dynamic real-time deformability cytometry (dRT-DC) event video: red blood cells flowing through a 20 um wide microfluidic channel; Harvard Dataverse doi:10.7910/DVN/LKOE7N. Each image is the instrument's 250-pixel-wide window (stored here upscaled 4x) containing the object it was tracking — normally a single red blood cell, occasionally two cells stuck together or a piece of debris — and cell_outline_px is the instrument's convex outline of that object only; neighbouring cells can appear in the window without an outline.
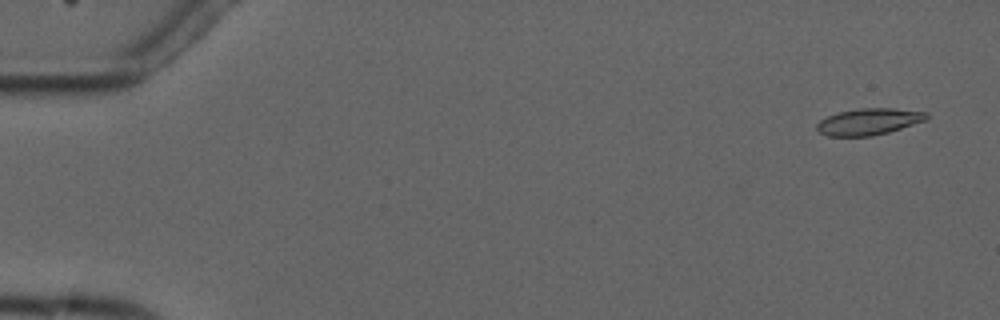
{"species": "common noctule bat (a hibernating species)", "species_latin": "Nyctalus noctula", "temperature_condition": "cold", "stored_images_in_passage": 5, "camera_frame_rate_fps": 3000, "um_per_image_px": 0.085, "animal": {"sex": "male", "forearm_length_mm": 52.5}, "frame": {"image": 1, "passage_image": 1, "time_ms": 0.0, "image_size_px": [1000, 320], "cell_outline_px": [[928, 120], [888, 132], [872, 136], [828, 136], [820, 132], [816, 128], [816, 124], [820, 120], [828, 116], [840, 112], [860, 108], [892, 108], [928, 112]], "centroid_in_image_um": [73.88, 10.34], "position_along_channel_um": 11.1, "area_um2": 16.94}}